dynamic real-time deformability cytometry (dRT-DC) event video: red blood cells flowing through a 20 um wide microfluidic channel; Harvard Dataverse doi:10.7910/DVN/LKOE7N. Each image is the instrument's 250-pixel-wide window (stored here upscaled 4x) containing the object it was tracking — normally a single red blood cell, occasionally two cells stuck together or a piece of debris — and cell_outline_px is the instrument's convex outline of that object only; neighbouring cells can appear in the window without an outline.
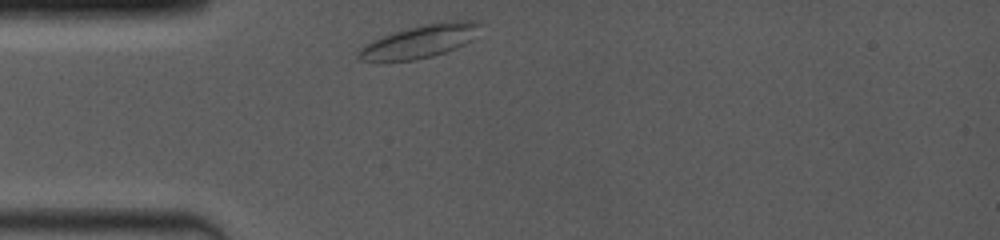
{"species": "common noctule bat (a hibernating species)", "species_latin": "Nyctalus noctula", "temperature_condition": "room temperature", "stored_images_in_passage": 33, "camera_frame_rate_fps": 4000, "um_per_image_px": 0.085, "animal": {"sex": "female", "body_mass_g": 19.0, "forearm_length_mm": 53.3}, "frame": {"image": 1, "passage_image": 1, "time_ms": 0.0, "image_size_px": [1000, 240], "cell_outline_px": [[480, 24], [472, 40], [464, 44], [444, 52], [432, 56], [416, 60], [360, 60], [356, 56], [356, 52], [360, 48], [372, 40], [408, 28], [424, 24], [452, 20], [476, 20]], "centroid_in_image_um": [35.69, 3.51], "position_along_channel_um": 49.3, "area_um2": 22.89}}
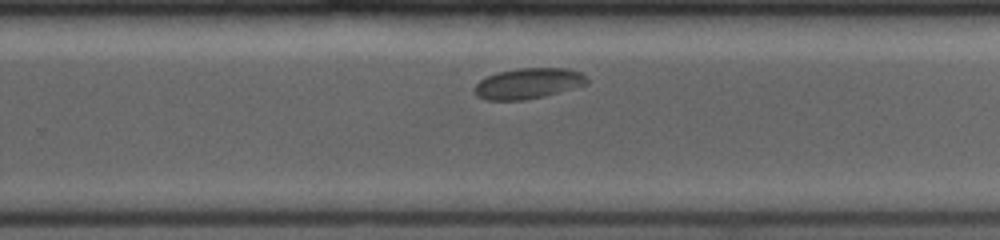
{"frame": {"image": 2, "passage_image": 19, "time_ms": 6.5, "image_size_px": [1000, 240], "cell_outline_px": [[588, 84], [544, 96], [524, 100], [484, 100], [476, 96], [476, 84], [480, 80], [496, 72], [520, 68], [568, 68], [580, 72], [588, 76]], "centroid_in_image_um": [44.93, 7.09], "position_along_channel_um": 284.9, "area_um2": 20.11}}
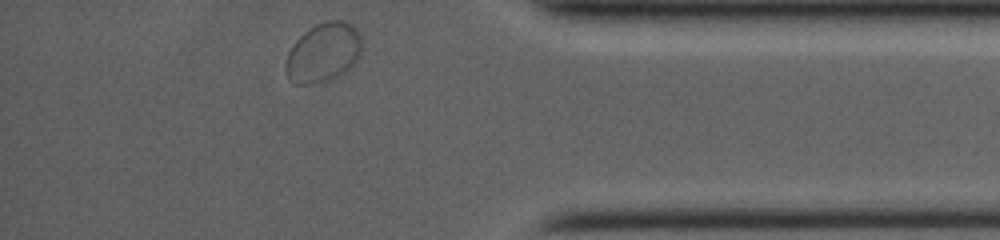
{"frame": {"image": 3, "passage_image": 33, "time_ms": 10.0, "image_size_px": [1000, 240], "cell_outline_px": [[364, 48], [360, 56], [344, 72], [328, 80], [312, 84], [292, 84], [288, 80], [284, 68], [284, 64], [288, 52], [296, 40], [304, 32], [316, 24], [328, 20], [344, 20], [356, 28], [360, 32]], "centroid_in_image_um": [27.48, 4.46], "position_along_channel_um": 407.7, "area_um2": 26.65}, "authors_computed_cell_mechanics": {"area_um2": 20.6346, "velocity_mm_per_s": 3.827, "shape_relaxation_time_tau1_ms": 9.4854, "shape_relaxation_time_tau2_ms": null, "deformation_change_tau1": 0.0736, "deformation_change_tau2": null}}